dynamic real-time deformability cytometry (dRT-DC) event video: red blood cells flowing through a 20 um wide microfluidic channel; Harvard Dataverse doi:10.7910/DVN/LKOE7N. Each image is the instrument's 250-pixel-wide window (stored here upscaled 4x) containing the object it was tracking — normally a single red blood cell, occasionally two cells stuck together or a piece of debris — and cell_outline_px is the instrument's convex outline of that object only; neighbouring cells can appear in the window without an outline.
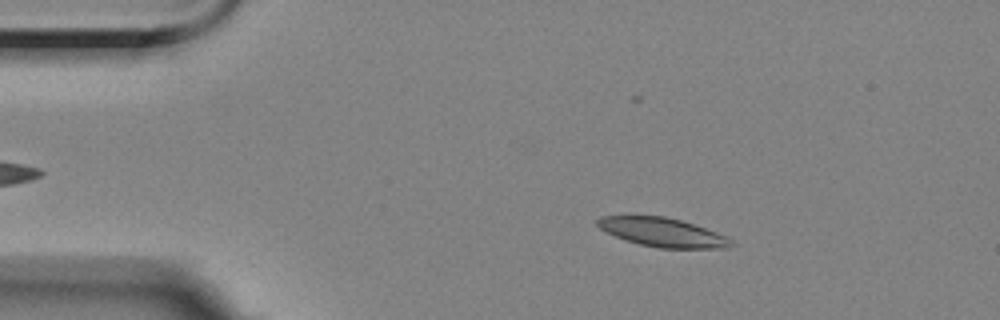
{"species": "Egyptian fruit bat (a non-hibernating species)", "species_latin": "Rousettus aegyptiacus", "temperature_condition": "room temperature", "stored_images_in_passage": 4, "camera_frame_rate_fps": 3000, "um_per_image_px": 0.085, "animal": {"sex": "female"}, "frame": {"image": 1, "passage_image": 1, "time_ms": 0.0, "image_size_px": [1000, 320], "cell_outline_px": [[736, 244], [728, 248], [656, 248], [624, 240], [600, 228], [596, 224], [596, 220], [600, 216], [664, 216], [680, 220], [728, 236]], "centroid_in_image_um": [56.34, 19.76], "position_along_channel_um": 28.7, "area_um2": 22.43}}
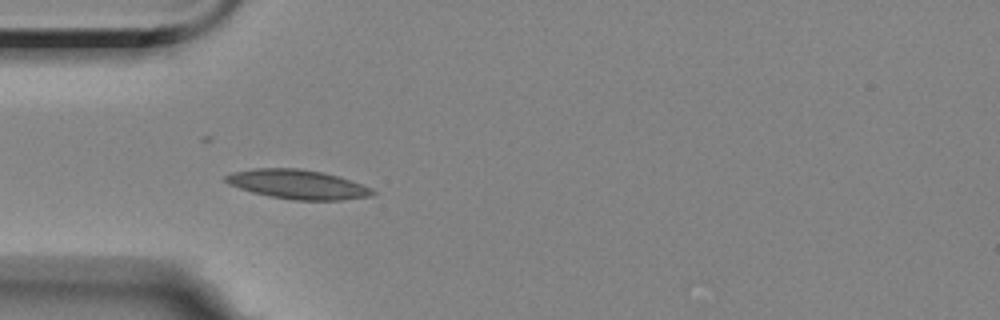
{"frame": {"image": 2, "passage_image": 3, "time_ms": 2.333, "image_size_px": [1000, 320], "cell_outline_px": [[376, 192], [372, 196], [340, 200], [292, 200], [252, 192], [228, 184], [224, 180], [224, 176], [232, 172], [256, 168], [296, 168], [320, 172], [336, 176], [372, 188]], "centroid_in_image_um": [25.27, 15.67], "position_along_channel_um": 59.7, "area_um2": 24.74}}
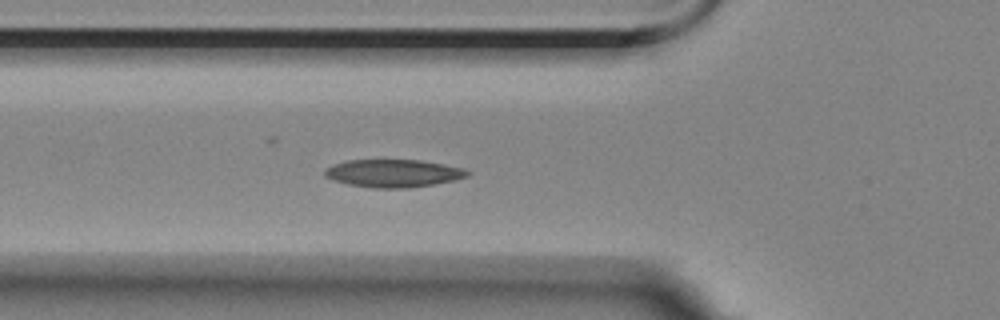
{"frame": {"image": 3, "passage_image": 4, "time_ms": 3.333, "image_size_px": [1000, 320], "cell_outline_px": [[472, 172], [468, 176], [456, 180], [408, 188], [372, 188], [348, 184], [332, 180], [324, 176], [324, 168], [348, 160], [420, 160], [444, 164], [464, 168]], "centroid_in_image_um": [33.45, 14.73], "position_along_channel_um": 92.4, "area_um2": 23.18}}